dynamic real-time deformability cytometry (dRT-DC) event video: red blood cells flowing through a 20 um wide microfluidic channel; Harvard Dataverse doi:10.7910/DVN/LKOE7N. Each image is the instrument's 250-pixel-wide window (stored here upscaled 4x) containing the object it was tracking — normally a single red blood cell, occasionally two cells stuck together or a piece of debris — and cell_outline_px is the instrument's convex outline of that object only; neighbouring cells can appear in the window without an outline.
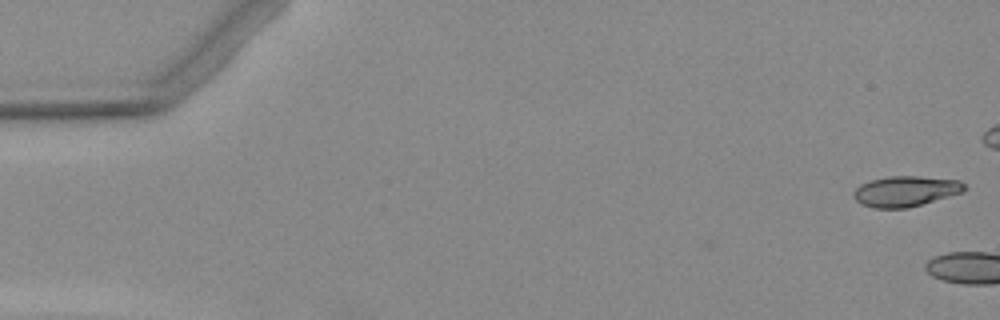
{"species": "Egyptian fruit bat (a non-hibernating species)", "species_latin": "Rousettus aegyptiacus", "temperature_condition": "warm", "stored_images_in_passage": 2, "camera_frame_rate_fps": 3000, "um_per_image_px": 0.085, "animal": {"sex": "female"}, "frame": {"image": 1, "passage_image": 1, "time_ms": 0.0, "image_size_px": [1000, 320], "cell_outline_px": [[968, 188], [960, 192], [908, 208], [872, 208], [860, 204], [852, 196], [852, 192], [860, 184], [872, 180], [888, 176], [920, 176], [960, 180]], "centroid_in_image_um": [76.92, 16.25], "position_along_channel_um": 8.1, "area_um2": 19.65}}